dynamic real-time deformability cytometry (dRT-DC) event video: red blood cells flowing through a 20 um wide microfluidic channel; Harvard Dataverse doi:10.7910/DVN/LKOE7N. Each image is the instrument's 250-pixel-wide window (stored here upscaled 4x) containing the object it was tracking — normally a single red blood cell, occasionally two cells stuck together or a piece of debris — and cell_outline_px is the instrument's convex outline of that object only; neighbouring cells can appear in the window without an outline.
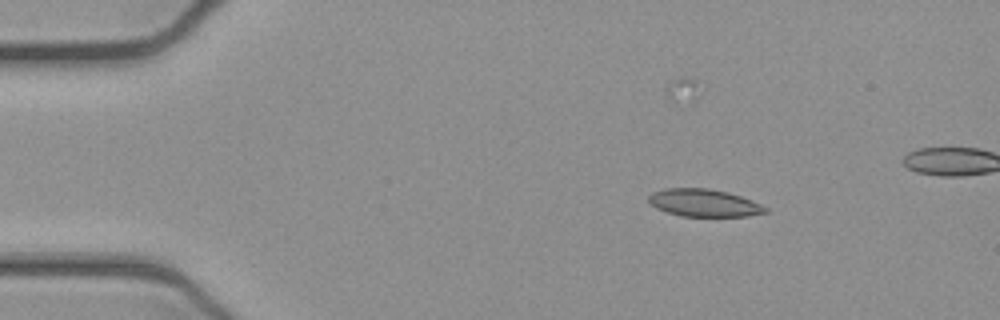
{"species": "common noctule bat (a hibernating species)", "species_latin": "Nyctalus noctula", "temperature_condition": "cold", "stored_images_in_passage": 15, "camera_frame_rate_fps": 3000, "um_per_image_px": 0.085, "animal": {"sex": "female", "body_mass_g": 21.9}, "frame": {"image": 1, "passage_image": 7, "time_ms": 2.0, "image_size_px": [1000, 320], "cell_outline_px": [[768, 212], [748, 216], [680, 216], [656, 208], [648, 200], [648, 196], [652, 192], [664, 188], [708, 188], [728, 192], [752, 200], [768, 208]], "centroid_in_image_um": [59.84, 17.24], "position_along_channel_um": 25.2, "area_um2": 18.73}}